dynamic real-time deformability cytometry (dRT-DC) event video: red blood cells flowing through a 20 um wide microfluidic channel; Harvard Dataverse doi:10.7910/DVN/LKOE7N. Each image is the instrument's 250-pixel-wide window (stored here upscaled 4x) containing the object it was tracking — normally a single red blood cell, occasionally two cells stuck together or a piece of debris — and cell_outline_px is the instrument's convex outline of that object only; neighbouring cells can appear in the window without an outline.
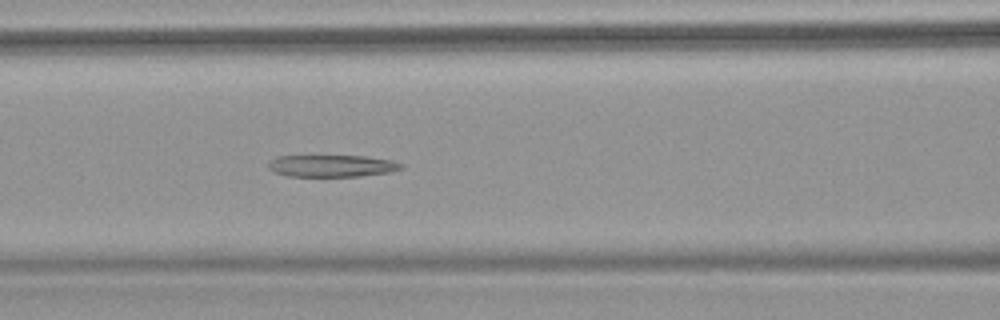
{"species": "common noctule bat (a hibernating species)", "species_latin": "Nyctalus noctula", "temperature_condition": "warm", "stored_images_in_passage": 68, "camera_frame_rate_fps": 3000, "um_per_image_px": 0.085, "animal": {"sex": "female", "body_mass_g": 18.4}, "frame": {"image": 1, "passage_image": 30, "time_ms": 9.667, "image_size_px": [1000, 320], "cell_outline_px": [[404, 168], [388, 172], [360, 176], [288, 176], [276, 172], [268, 168], [268, 164], [276, 156], [364, 156], [388, 160], [404, 164]], "centroid_in_image_um": [28.21, 14.1], "position_along_channel_um": 138.4, "area_um2": 16.76}}